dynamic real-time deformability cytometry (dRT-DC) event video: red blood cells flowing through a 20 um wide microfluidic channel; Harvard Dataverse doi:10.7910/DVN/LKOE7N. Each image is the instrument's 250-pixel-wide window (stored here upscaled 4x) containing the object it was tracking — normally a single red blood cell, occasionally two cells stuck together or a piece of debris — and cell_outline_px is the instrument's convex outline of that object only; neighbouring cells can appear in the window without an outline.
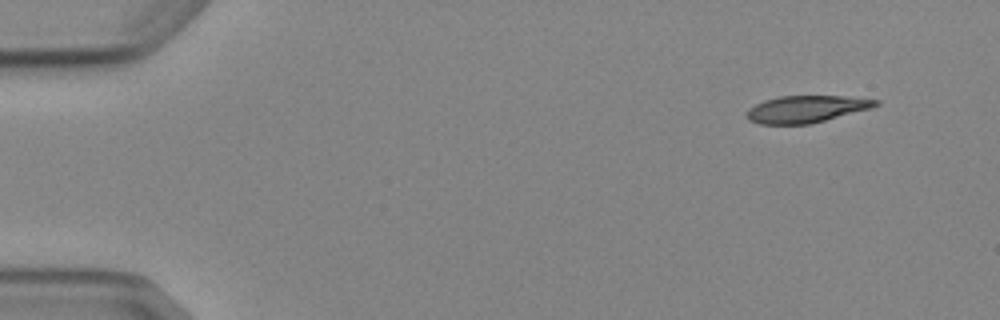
{"species": "Egyptian fruit bat (a non-hibernating species)", "species_latin": "Rousettus aegyptiacus", "temperature_condition": "cold", "stored_images_in_passage": 4, "camera_frame_rate_fps": 3000, "um_per_image_px": 0.085, "animal": {"sex": "female"}, "frame": {"image": 1, "passage_image": 1, "time_ms": 0.0, "image_size_px": [1000, 320], "cell_outline_px": [[880, 104], [872, 108], [808, 124], [760, 124], [748, 120], [744, 116], [748, 108], [764, 100], [780, 96], [844, 96], [880, 100]], "centroid_in_image_um": [68.5, 9.27], "position_along_channel_um": 16.5, "area_um2": 20.29}}
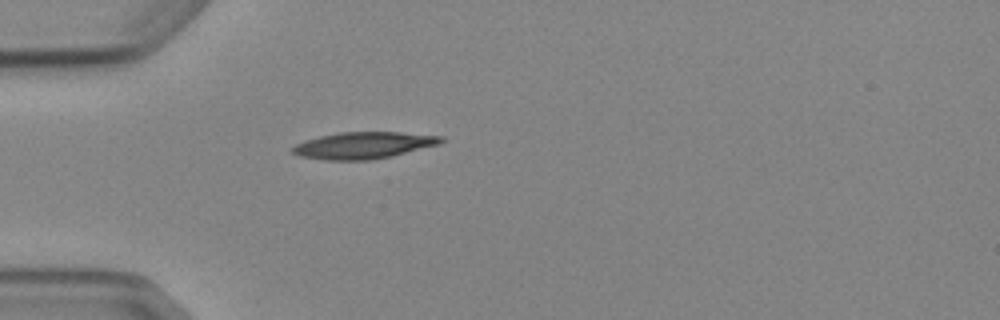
{"frame": {"image": 2, "passage_image": 4, "time_ms": 3.667, "image_size_px": [1000, 320], "cell_outline_px": [[444, 140], [440, 144], [392, 156], [372, 160], [324, 160], [300, 156], [292, 152], [292, 148], [296, 144], [304, 140], [320, 136], [340, 132], [400, 132], [444, 136]], "centroid_in_image_um": [30.92, 12.35], "position_along_channel_um": 54.1, "area_um2": 23.18}}